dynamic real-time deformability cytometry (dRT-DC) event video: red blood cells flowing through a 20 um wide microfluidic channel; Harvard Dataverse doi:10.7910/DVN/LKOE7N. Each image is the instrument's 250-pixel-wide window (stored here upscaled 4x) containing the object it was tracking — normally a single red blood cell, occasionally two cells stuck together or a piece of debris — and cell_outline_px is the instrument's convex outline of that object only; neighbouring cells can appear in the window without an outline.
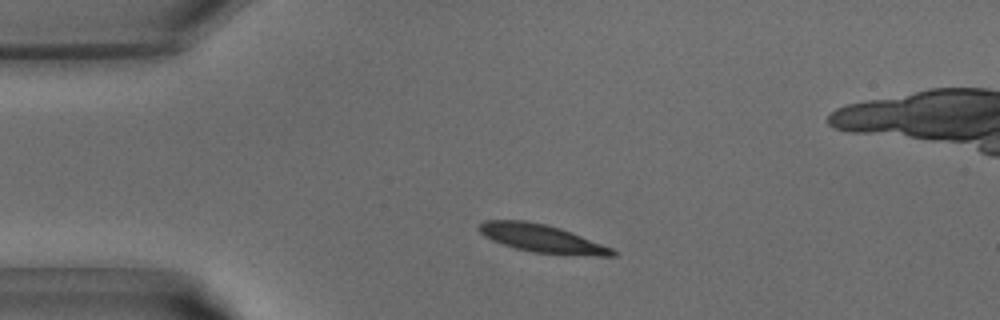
{"species": "common noctule bat (a hibernating species)", "species_latin": "Nyctalus noctula", "temperature_condition": "warm", "stored_images_in_passage": 37, "camera_frame_rate_fps": 3000, "um_per_image_px": 0.085, "animal": {"sex": "male", "body_mass_g": 15.6}, "frame": {"image": 1, "passage_image": 5, "time_ms": 1.333, "image_size_px": [1000, 320], "cell_outline_px": [[616, 256], [596, 256], [532, 252], [516, 248], [492, 240], [484, 236], [480, 232], [480, 224], [484, 220], [524, 220], [544, 224], [560, 228], [572, 232], [612, 248], [616, 252]], "centroid_in_image_um": [46.07, 20.27], "position_along_channel_um": 38.9, "area_um2": 21.44}}
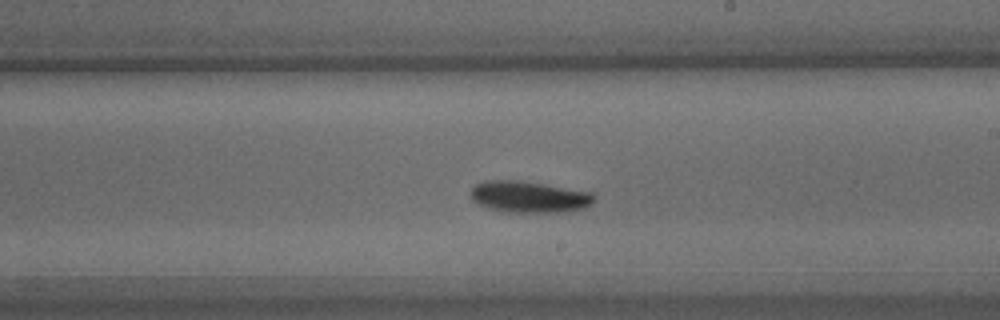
{"frame": {"image": 2, "passage_image": 19, "time_ms": 6.0, "image_size_px": [1000, 320], "cell_outline_px": [[596, 196], [592, 204], [584, 208], [568, 212], [504, 212], [488, 208], [472, 200], [468, 192], [476, 184], [488, 180], [520, 180], [592, 192]], "centroid_in_image_um": [44.98, 16.73], "position_along_channel_um": 244.0, "area_um2": 22.89}}
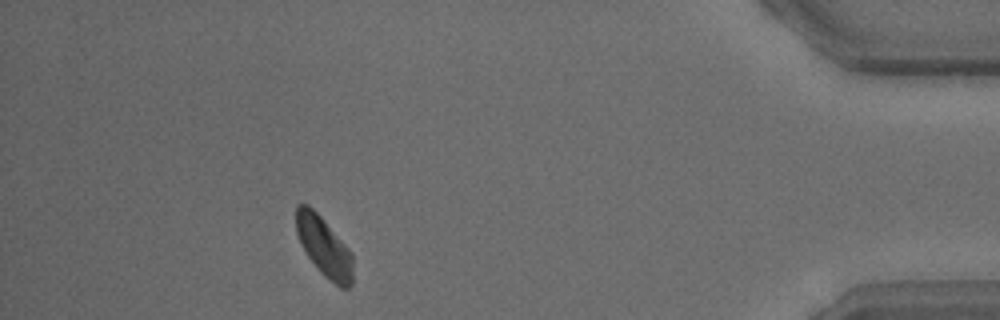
{"frame": {"image": 3, "passage_image": 32, "time_ms": 10.333, "image_size_px": [1000, 320], "cell_outline_px": [[352, 284], [348, 288], [340, 288], [324, 276], [320, 272], [308, 256], [296, 232], [296, 204], [308, 204], [320, 216], [352, 252]], "centroid_in_image_um": [27.55, 20.98], "position_along_channel_um": 407.6, "area_um2": 19.48}}